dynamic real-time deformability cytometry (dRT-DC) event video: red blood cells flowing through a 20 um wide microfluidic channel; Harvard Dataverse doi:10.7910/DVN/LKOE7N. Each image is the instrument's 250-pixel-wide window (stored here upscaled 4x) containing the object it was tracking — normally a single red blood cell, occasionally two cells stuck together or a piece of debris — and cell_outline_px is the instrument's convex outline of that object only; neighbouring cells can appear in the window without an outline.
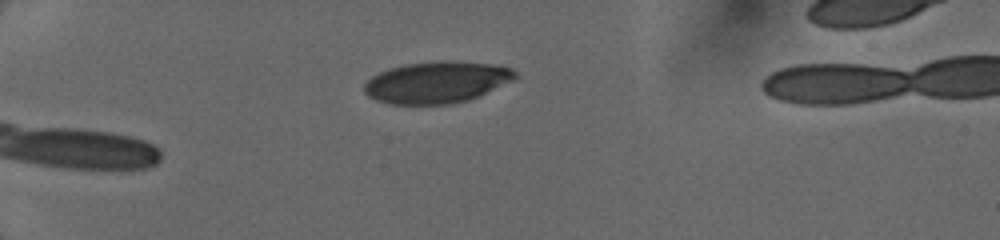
{"species": "human", "species_latin": "Homo sapiens", "temperature_condition": "cold", "stored_images_in_passage": 11, "camera_frame_rate_fps": 3000, "um_per_image_px": 0.085, "donor": {"sex": "female"}, "frame": {"image": 1, "passage_image": 1, "time_ms": 0.0, "image_size_px": [1000, 240], "cell_outline_px": [[516, 76], [512, 80], [480, 96], [468, 100], [452, 104], [388, 104], [376, 100], [368, 96], [364, 92], [364, 84], [372, 76], [388, 68], [404, 64], [492, 64], [512, 68], [516, 72]], "centroid_in_image_um": [37.07, 7.05], "position_along_channel_um": 47.9, "area_um2": 35.37}}
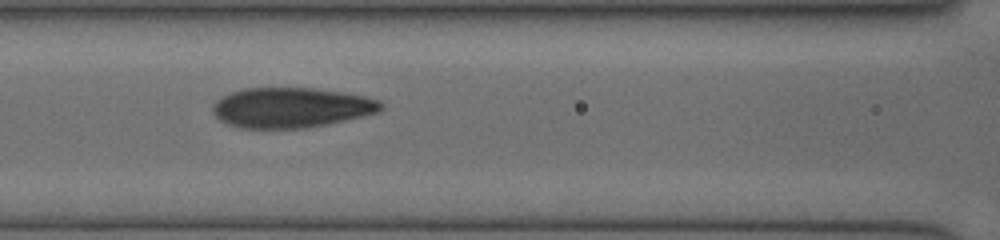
{"frame": {"image": 2, "passage_image": 5, "time_ms": 3.333, "image_size_px": [1000, 240], "cell_outline_px": [[384, 104], [380, 112], [308, 128], [240, 128], [228, 124], [220, 120], [212, 112], [212, 104], [220, 96], [244, 88], [316, 88], [364, 96], [380, 100]], "centroid_in_image_um": [24.73, 9.14], "position_along_channel_um": 141.9, "area_um2": 39.42}}
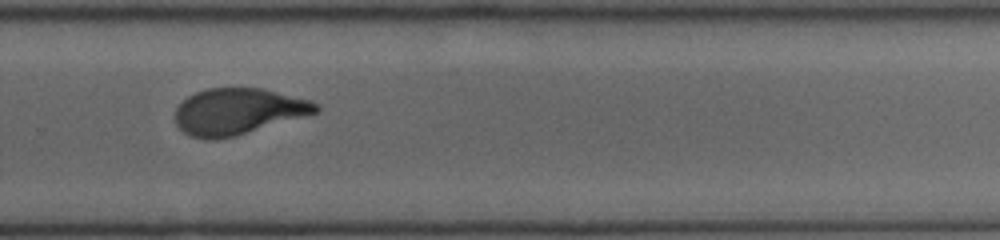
{"frame": {"image": 3, "passage_image": 10, "time_ms": 7.333, "image_size_px": [1000, 240], "cell_outline_px": [[320, 108], [316, 112], [236, 136], [216, 140], [204, 140], [192, 136], [184, 132], [176, 124], [176, 108], [188, 96], [196, 92], [208, 88], [260, 88], [308, 100], [316, 104]], "centroid_in_image_um": [20.17, 9.48], "position_along_channel_um": 309.6, "area_um2": 37.34}}